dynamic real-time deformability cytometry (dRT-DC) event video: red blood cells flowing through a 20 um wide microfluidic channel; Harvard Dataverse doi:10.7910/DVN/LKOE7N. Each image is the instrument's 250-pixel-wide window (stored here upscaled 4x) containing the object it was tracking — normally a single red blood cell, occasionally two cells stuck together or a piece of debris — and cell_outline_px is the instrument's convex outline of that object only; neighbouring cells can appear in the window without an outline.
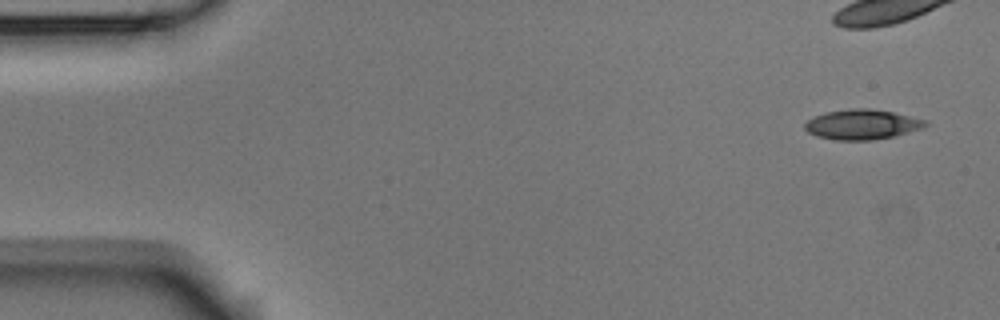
{"species": "Egyptian fruit bat (a non-hibernating species)", "species_latin": "Rousettus aegyptiacus", "temperature_condition": "room temperature", "stored_images_in_passage": 4, "camera_frame_rate_fps": 3000, "um_per_image_px": 0.085, "animal": {"sex": "male"}, "frame": {"image": 1, "passage_image": 4, "time_ms": 1.0, "image_size_px": [1000, 320], "cell_outline_px": [[928, 124], [924, 128], [892, 136], [872, 140], [836, 140], [816, 136], [808, 132], [804, 128], [804, 124], [808, 120], [824, 112], [852, 108], [868, 108], [892, 112], [928, 120]], "centroid_in_image_um": [73.28, 10.57], "position_along_channel_um": 11.7, "area_um2": 21.04}}